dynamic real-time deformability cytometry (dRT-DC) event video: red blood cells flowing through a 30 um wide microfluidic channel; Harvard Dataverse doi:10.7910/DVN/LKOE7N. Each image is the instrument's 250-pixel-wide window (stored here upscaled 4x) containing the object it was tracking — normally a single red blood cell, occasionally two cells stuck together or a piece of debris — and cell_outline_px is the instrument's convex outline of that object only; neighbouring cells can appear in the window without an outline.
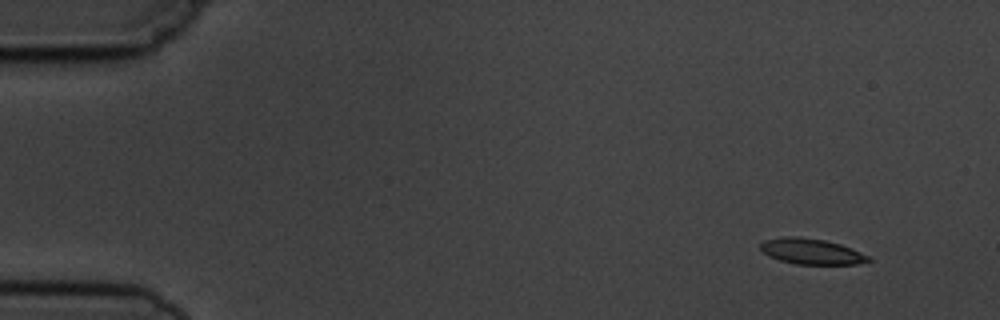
{"species": "common noctule bat (a hibernating species)", "species_latin": "Nyctalus noctula", "temperature_condition": "cold", "stored_images_in_passage": 9, "camera_frame_rate_fps": 3000, "um_per_image_px": 0.085, "animal": {"sex": "male", "body_mass_g": 19.5, "forearm_length_mm": 54.6}, "frame": {"image": 1, "passage_image": 1, "time_ms": 0.0, "image_size_px": [1000, 320], "cell_outline_px": [[872, 260], [856, 264], [796, 264], [780, 260], [764, 252], [760, 248], [760, 244], [764, 240], [784, 236], [800, 236], [824, 240], [840, 244], [872, 256]], "centroid_in_image_um": [69.01, 21.36], "position_along_channel_um": 16.0, "area_um2": 16.13}}
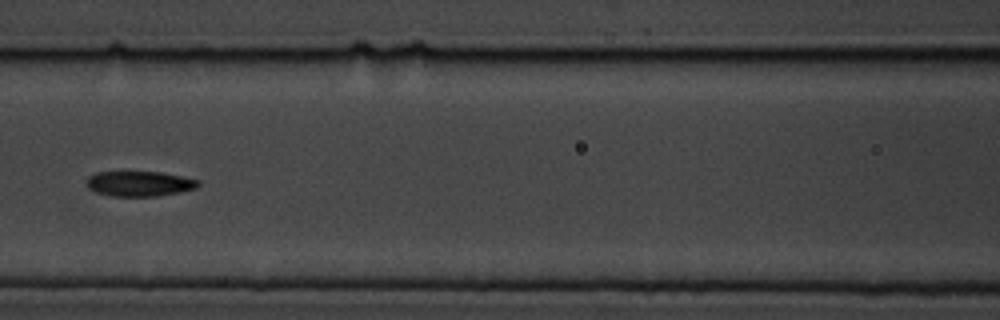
{"frame": {"image": 2, "passage_image": 6, "time_ms": 6.667, "image_size_px": [1000, 320], "cell_outline_px": [[200, 184], [196, 188], [180, 192], [156, 196], [112, 196], [96, 192], [88, 188], [84, 184], [84, 180], [88, 176], [96, 172], [160, 172], [200, 180]], "centroid_in_image_um": [11.8, 15.61], "position_along_channel_um": 154.8, "area_um2": 16.47}}
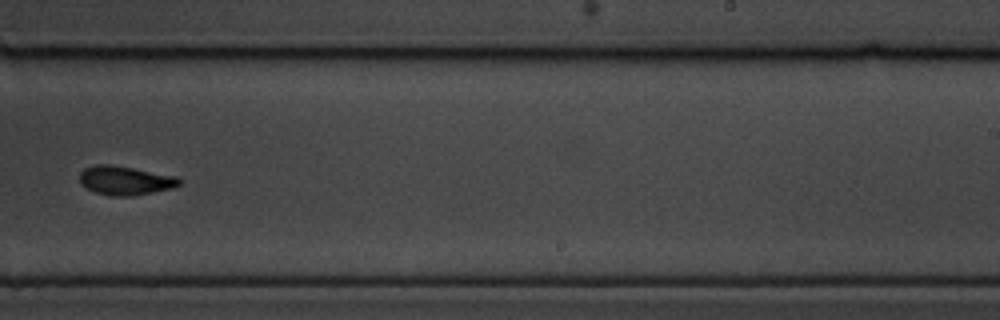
{"frame": {"image": 3, "passage_image": 9, "time_ms": 10.0, "image_size_px": [1000, 320], "cell_outline_px": [[180, 184], [176, 188], [132, 196], [108, 196], [84, 188], [80, 184], [80, 172], [84, 168], [96, 164], [112, 164], [176, 176], [180, 180]], "centroid_in_image_um": [10.62, 15.35], "position_along_channel_um": 278.4, "area_um2": 17.05}}